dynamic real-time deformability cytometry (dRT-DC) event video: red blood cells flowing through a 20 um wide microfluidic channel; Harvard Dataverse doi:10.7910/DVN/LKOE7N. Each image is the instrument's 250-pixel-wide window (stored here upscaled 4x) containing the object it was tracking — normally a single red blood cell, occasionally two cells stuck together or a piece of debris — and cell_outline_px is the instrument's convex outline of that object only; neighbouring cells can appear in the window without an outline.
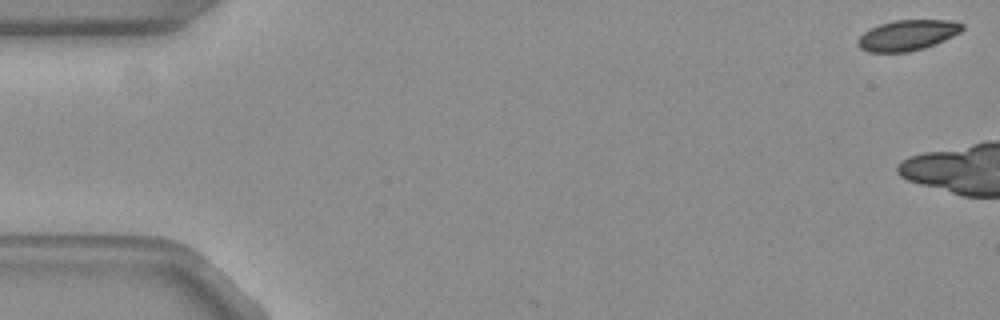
{"species": "common noctule bat (a hibernating species)", "species_latin": "Nyctalus noctula", "temperature_condition": "warm", "stored_images_in_passage": 5, "camera_frame_rate_fps": 3000, "um_per_image_px": 0.085, "animal": {"sex": "female", "body_mass_g": 19.3, "forearm_length_mm": 54.1}, "frame": {"image": 1, "passage_image": 1, "time_ms": 0.0, "image_size_px": [1000, 320], "cell_outline_px": [[964, 28], [960, 32], [936, 44], [924, 48], [908, 52], [868, 52], [860, 48], [856, 44], [856, 40], [864, 32], [880, 24], [896, 20], [952, 20], [964, 24]], "centroid_in_image_um": [77.13, 3.0], "position_along_channel_um": 7.9, "area_um2": 18.61}}